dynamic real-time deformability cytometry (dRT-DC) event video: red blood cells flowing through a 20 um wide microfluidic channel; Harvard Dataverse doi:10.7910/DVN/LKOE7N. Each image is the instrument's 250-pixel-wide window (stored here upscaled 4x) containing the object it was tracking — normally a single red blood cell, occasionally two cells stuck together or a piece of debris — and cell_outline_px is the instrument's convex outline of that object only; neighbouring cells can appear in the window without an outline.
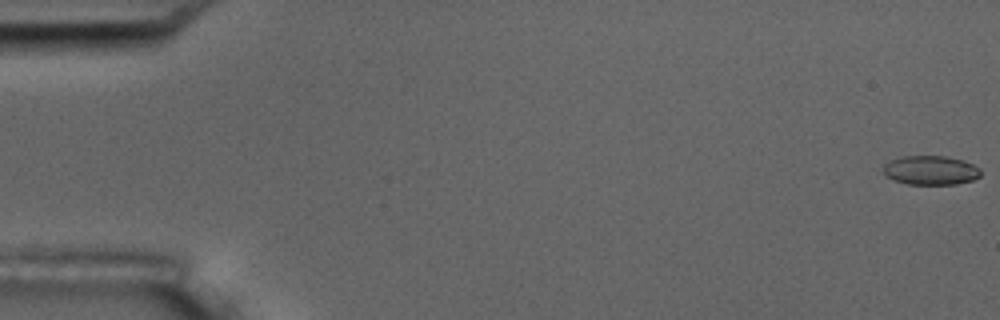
{"species": "common noctule bat (a hibernating species)", "species_latin": "Nyctalus noctula", "temperature_condition": "room temperature", "stored_images_in_passage": 5, "camera_frame_rate_fps": 3000, "um_per_image_px": 0.085, "animal": {"sex": "male", "body_mass_g": 17.5, "forearm_length_mm": 52.3}, "frame": {"image": 1, "passage_image": 1, "time_ms": 0.0, "image_size_px": [1000, 320], "cell_outline_px": [[980, 176], [972, 180], [956, 184], [908, 184], [892, 180], [884, 172], [884, 164], [900, 156], [944, 156], [964, 160], [980, 168]], "centroid_in_image_um": [79.11, 14.47], "position_along_channel_um": 5.9, "area_um2": 16.47}}
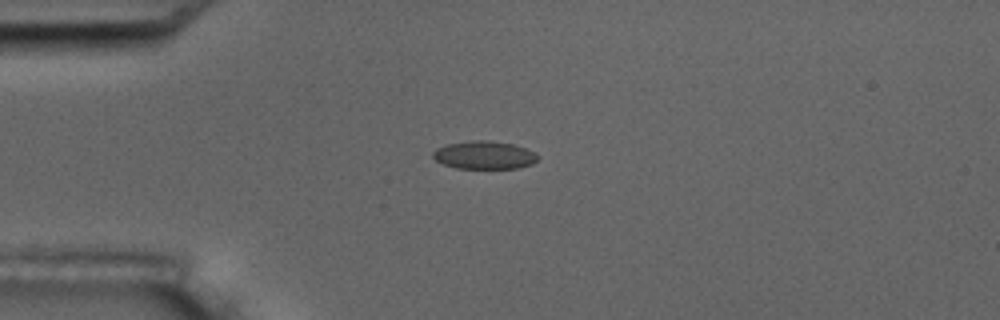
{"frame": {"image": 2, "passage_image": 5, "time_ms": 4.667, "image_size_px": [1000, 320], "cell_outline_px": [[540, 156], [532, 164], [516, 168], [456, 168], [444, 164], [436, 160], [432, 156], [432, 152], [436, 148], [448, 144], [472, 140], [488, 140], [512, 144], [536, 152]], "centroid_in_image_um": [41.16, 13.18], "position_along_channel_um": 43.8, "area_um2": 17.05}}